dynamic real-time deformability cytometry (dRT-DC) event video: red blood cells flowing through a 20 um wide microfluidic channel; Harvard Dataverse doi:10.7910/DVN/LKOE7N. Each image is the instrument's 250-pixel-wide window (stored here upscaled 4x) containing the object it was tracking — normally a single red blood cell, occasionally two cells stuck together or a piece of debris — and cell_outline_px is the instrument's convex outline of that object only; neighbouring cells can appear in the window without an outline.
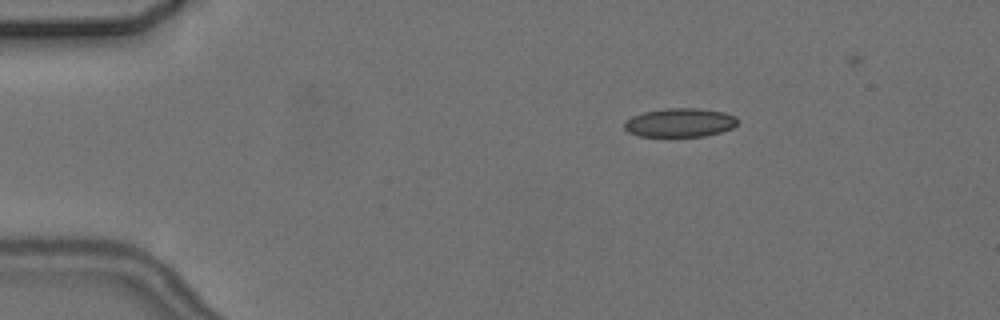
{"species": "common noctule bat (a hibernating species)", "species_latin": "Nyctalus noctula", "temperature_condition": "cold", "stored_images_in_passage": 3, "camera_frame_rate_fps": 3000, "um_per_image_px": 0.085, "animal": {"sex": "female", "body_mass_g": 24.6, "forearm_length_mm": 56.2}, "frame": {"image": 1, "passage_image": 1, "time_ms": 0.0, "image_size_px": [1000, 320], "cell_outline_px": [[736, 124], [732, 128], [720, 132], [704, 136], [640, 136], [628, 132], [624, 128], [624, 124], [632, 116], [644, 112], [668, 108], [696, 108], [724, 112], [736, 116]], "centroid_in_image_um": [57.79, 10.42], "position_along_channel_um": 27.2, "area_um2": 18.79}}
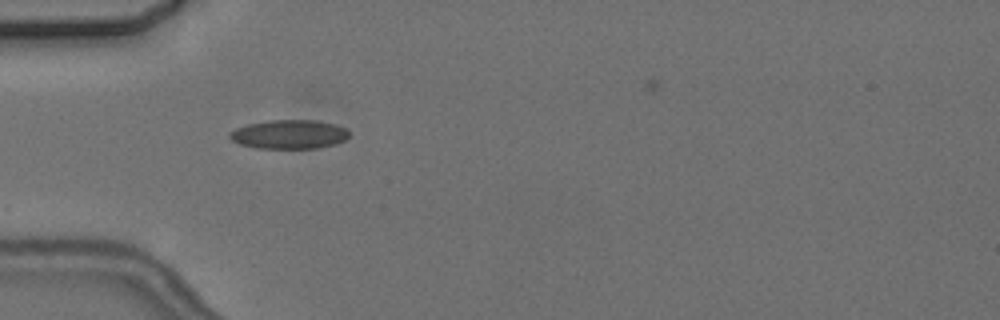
{"frame": {"image": 2, "passage_image": 3, "time_ms": 2.667, "image_size_px": [1000, 320], "cell_outline_px": [[348, 136], [344, 140], [336, 144], [320, 148], [256, 148], [240, 144], [232, 140], [228, 136], [228, 132], [236, 128], [248, 124], [268, 120], [316, 120], [336, 124], [344, 128], [348, 132]], "centroid_in_image_um": [24.56, 11.41], "position_along_channel_um": 60.4, "area_um2": 20.23}}